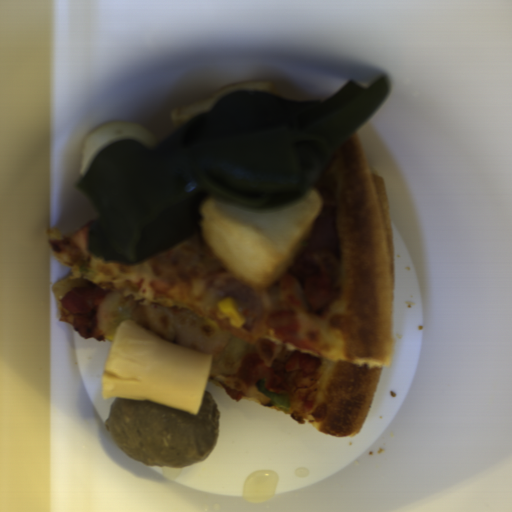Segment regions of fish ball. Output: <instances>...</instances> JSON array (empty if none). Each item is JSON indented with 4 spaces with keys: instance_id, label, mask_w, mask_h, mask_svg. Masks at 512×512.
Listing matches in <instances>:
<instances>
[{
    "instance_id": "fish-ball-2",
    "label": "fish ball",
    "mask_w": 512,
    "mask_h": 512,
    "mask_svg": "<svg viewBox=\"0 0 512 512\" xmlns=\"http://www.w3.org/2000/svg\"><path fill=\"white\" fill-rule=\"evenodd\" d=\"M121 139L140 142L148 148H155L158 145L156 135L135 122L116 121L103 124L91 133L84 143L80 167L82 176H86L92 162L106 145Z\"/></svg>"
},
{
    "instance_id": "fish-ball-1",
    "label": "fish ball",
    "mask_w": 512,
    "mask_h": 512,
    "mask_svg": "<svg viewBox=\"0 0 512 512\" xmlns=\"http://www.w3.org/2000/svg\"><path fill=\"white\" fill-rule=\"evenodd\" d=\"M321 211L322 200L312 186L301 199L263 212L210 194L197 208L202 235L232 276L254 289L274 284L293 263Z\"/></svg>"
},
{
    "instance_id": "fish-ball-3",
    "label": "fish ball",
    "mask_w": 512,
    "mask_h": 512,
    "mask_svg": "<svg viewBox=\"0 0 512 512\" xmlns=\"http://www.w3.org/2000/svg\"><path fill=\"white\" fill-rule=\"evenodd\" d=\"M232 91H251L280 97L273 81L260 79L230 85L225 88H222L212 96L205 98L201 101L177 106L174 109H172L170 115L175 132L179 130L191 118L199 114L208 112L217 104V102L222 98L224 94H227Z\"/></svg>"
}]
</instances>
